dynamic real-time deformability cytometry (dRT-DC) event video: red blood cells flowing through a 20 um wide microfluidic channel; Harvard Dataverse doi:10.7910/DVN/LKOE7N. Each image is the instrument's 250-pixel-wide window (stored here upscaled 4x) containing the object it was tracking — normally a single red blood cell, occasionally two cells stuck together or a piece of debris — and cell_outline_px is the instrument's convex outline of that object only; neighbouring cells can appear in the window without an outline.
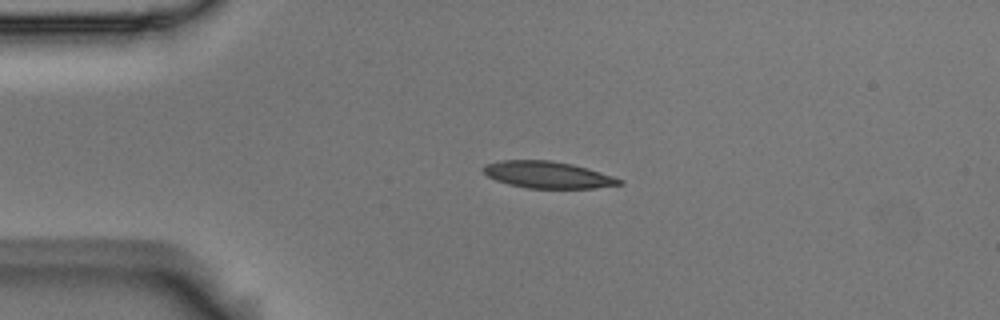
{"species": "Egyptian fruit bat (a non-hibernating species)", "species_latin": "Rousettus aegyptiacus", "temperature_condition": "room temperature", "stored_images_in_passage": 4, "camera_frame_rate_fps": 3000, "um_per_image_px": 0.085, "animal": {"sex": "male"}, "frame": {"image": 1, "passage_image": 3, "time_ms": 0.667, "image_size_px": [1000, 320], "cell_outline_px": [[624, 184], [592, 188], [528, 188], [508, 184], [496, 180], [488, 176], [480, 168], [484, 164], [500, 160], [552, 160], [572, 164], [588, 168], [624, 180]], "centroid_in_image_um": [46.54, 14.85], "position_along_channel_um": 38.5, "area_um2": 21.33}}